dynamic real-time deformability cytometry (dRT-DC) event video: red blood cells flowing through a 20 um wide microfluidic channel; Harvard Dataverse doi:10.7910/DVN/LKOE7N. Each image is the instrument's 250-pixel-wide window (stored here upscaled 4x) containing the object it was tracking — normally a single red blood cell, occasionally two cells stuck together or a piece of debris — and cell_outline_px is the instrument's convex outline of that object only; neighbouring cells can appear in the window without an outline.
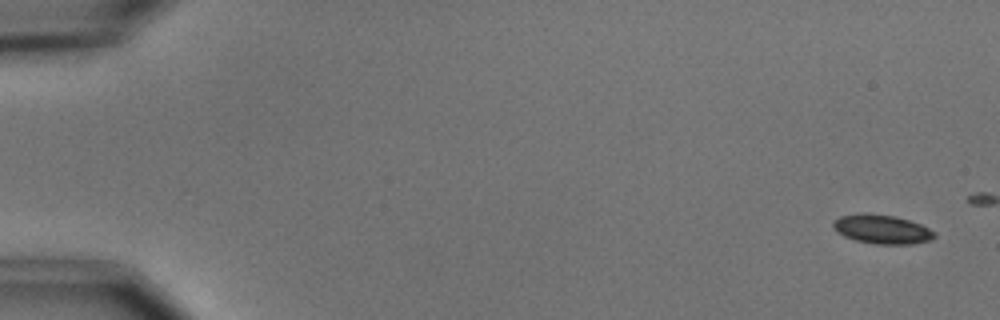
{"species": "common noctule bat (a hibernating species)", "species_latin": "Nyctalus noctula", "temperature_condition": "cold", "stored_images_in_passage": 4, "camera_frame_rate_fps": 3000, "um_per_image_px": 0.085, "animal": {"sex": "male", "body_mass_g": 15.6}, "frame": {"image": 1, "passage_image": 1, "time_ms": 0.0, "image_size_px": [1000, 320], "cell_outline_px": [[936, 236], [932, 240], [912, 244], [876, 244], [856, 240], [844, 236], [836, 232], [832, 224], [832, 220], [840, 216], [860, 212], [864, 212], [896, 216], [920, 224], [936, 232]], "centroid_in_image_um": [74.95, 19.47], "position_along_channel_um": 10.1, "area_um2": 17.4}}